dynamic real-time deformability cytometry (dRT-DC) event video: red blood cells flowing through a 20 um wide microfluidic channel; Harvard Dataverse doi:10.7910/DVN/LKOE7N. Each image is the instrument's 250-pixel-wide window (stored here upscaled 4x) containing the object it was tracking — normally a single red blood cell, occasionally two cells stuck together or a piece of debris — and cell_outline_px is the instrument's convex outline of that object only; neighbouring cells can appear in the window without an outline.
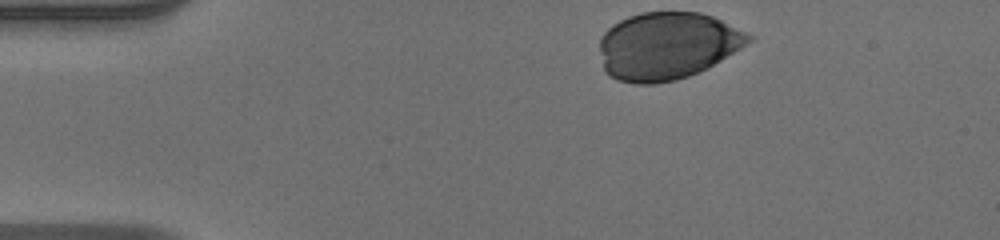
{"species": "human", "species_latin": "Homo sapiens", "temperature_condition": "warm", "stored_images_in_passage": 30, "camera_frame_rate_fps": 3000, "um_per_image_px": 0.085, "donor": {"sex": "male"}, "frame": {"image": 1, "passage_image": 1, "time_ms": 0.0, "image_size_px": [1000, 240], "cell_outline_px": [[756, 36], [752, 40], [740, 48], [720, 60], [688, 76], [676, 80], [656, 84], [636, 84], [616, 80], [604, 72], [600, 52], [600, 36], [612, 24], [628, 16], [640, 12], [700, 12], [712, 16], [748, 32]], "centroid_in_image_um": [56.68, 3.89], "position_along_channel_um": 28.3, "area_um2": 58.67}}
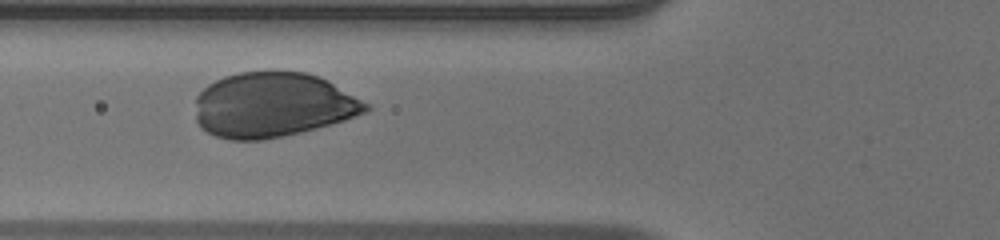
{"frame": {"image": 2, "passage_image": 12, "time_ms": 3.667, "image_size_px": [1000, 240], "cell_outline_px": [[372, 108], [364, 112], [344, 120], [316, 128], [300, 132], [260, 140], [228, 140], [216, 136], [200, 128], [196, 120], [196, 96], [208, 84], [224, 76], [240, 72], [272, 68], [304, 72], [328, 80], [368, 104]], "centroid_in_image_um": [23.14, 8.88], "position_along_channel_um": 102.7, "area_um2": 64.91}}
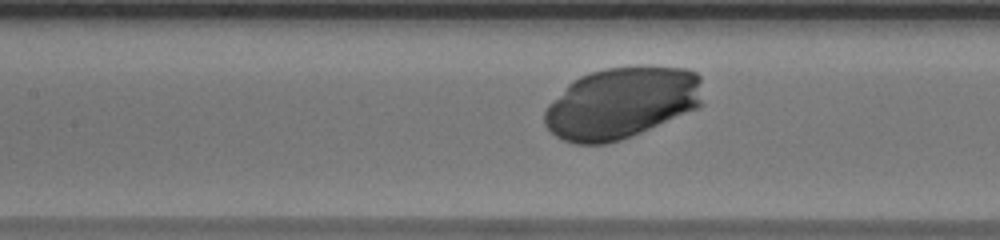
{"frame": {"image": 3, "passage_image": 16, "time_ms": 5.0, "image_size_px": [1000, 240], "cell_outline_px": [[700, 104], [696, 108], [640, 132], [620, 140], [604, 144], [576, 144], [564, 140], [556, 136], [544, 124], [544, 112], [548, 104], [568, 84], [580, 76], [604, 68], [688, 68], [696, 72], [700, 76]], "centroid_in_image_um": [52.77, 8.77], "position_along_channel_um": 154.6, "area_um2": 64.79}}